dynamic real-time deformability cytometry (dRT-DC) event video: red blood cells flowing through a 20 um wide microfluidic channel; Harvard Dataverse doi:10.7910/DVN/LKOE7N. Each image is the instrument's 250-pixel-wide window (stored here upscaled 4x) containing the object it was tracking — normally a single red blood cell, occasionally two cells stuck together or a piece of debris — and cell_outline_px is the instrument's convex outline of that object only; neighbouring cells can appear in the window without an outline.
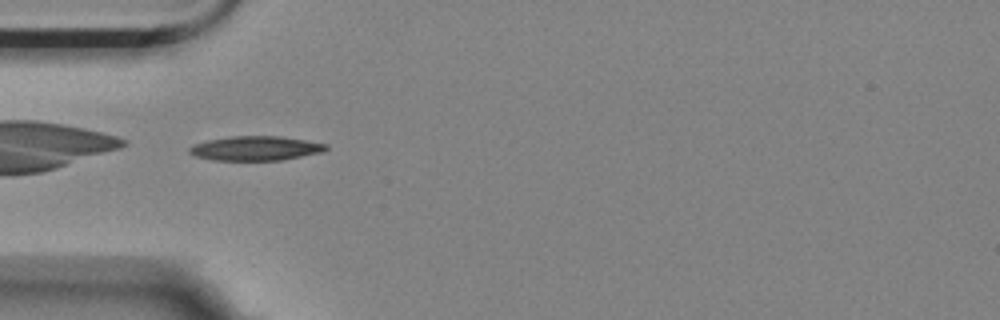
{"species": "Egyptian fruit bat (a non-hibernating species)", "species_latin": "Rousettus aegyptiacus", "temperature_condition": "room temperature", "stored_images_in_passage": 41, "camera_frame_rate_fps": 3000, "um_per_image_px": 0.085, "animal": {"sex": "female"}, "frame": {"image": 1, "passage_image": 1, "time_ms": 0.0, "image_size_px": [1000, 320], "cell_outline_px": [[328, 148], [324, 152], [280, 160], [212, 160], [196, 156], [188, 152], [188, 148], [192, 144], [208, 140], [228, 136], [280, 136], [328, 144]], "centroid_in_image_um": [21.71, 12.6], "position_along_channel_um": 63.3, "area_um2": 19.48}}
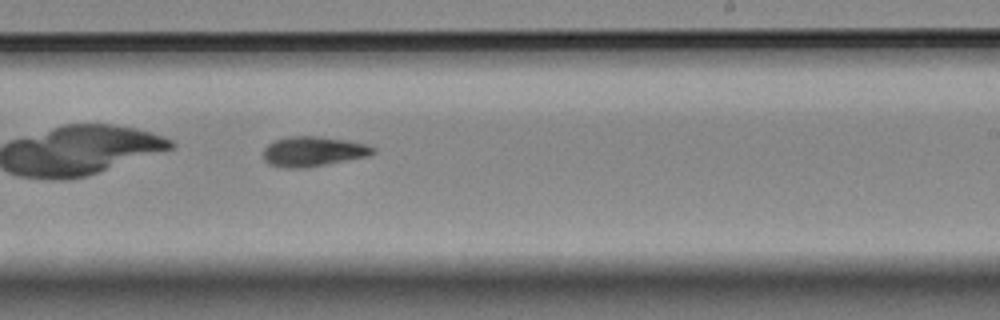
{"frame": {"image": 2, "passage_image": 18, "time_ms": 5.667, "image_size_px": [1000, 320], "cell_outline_px": [[376, 152], [368, 156], [304, 168], [284, 168], [268, 164], [264, 160], [264, 148], [268, 144], [276, 140], [288, 136], [320, 136], [348, 140], [368, 144], [376, 148]], "centroid_in_image_um": [26.63, 12.86], "position_along_channel_um": 262.4, "area_um2": 19.25}}
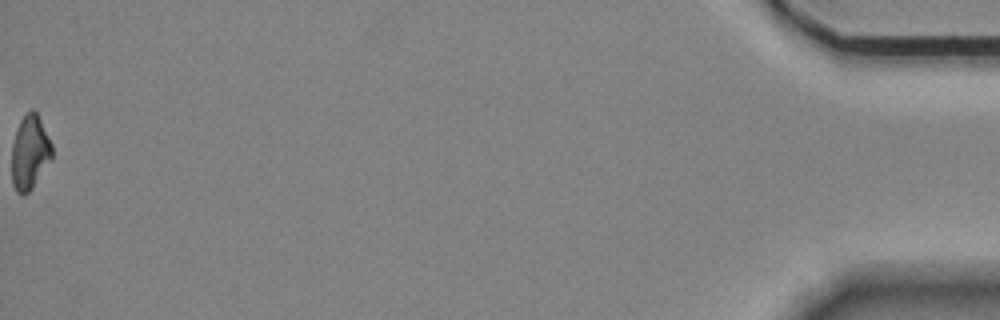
{"frame": {"image": 3, "passage_image": 41, "time_ms": 13.333, "image_size_px": [1000, 320], "cell_outline_px": [[52, 156], [32, 188], [28, 192], [16, 192], [12, 184], [12, 144], [20, 120], [32, 108], [36, 112], [52, 144]], "centroid_in_image_um": [2.52, 12.94], "position_along_channel_um": 432.7, "area_um2": 16.94}, "authors_computed_cell_mechanics": {"area_um2": 18.2648, "velocity_mm_per_s": 3.5192, "shape_relaxation_time_tau1_ms": 6.3643, "shape_relaxation_time_tau2_ms": null, "deformation_change_tau1": 0.1872, "deformation_change_tau2": null}}